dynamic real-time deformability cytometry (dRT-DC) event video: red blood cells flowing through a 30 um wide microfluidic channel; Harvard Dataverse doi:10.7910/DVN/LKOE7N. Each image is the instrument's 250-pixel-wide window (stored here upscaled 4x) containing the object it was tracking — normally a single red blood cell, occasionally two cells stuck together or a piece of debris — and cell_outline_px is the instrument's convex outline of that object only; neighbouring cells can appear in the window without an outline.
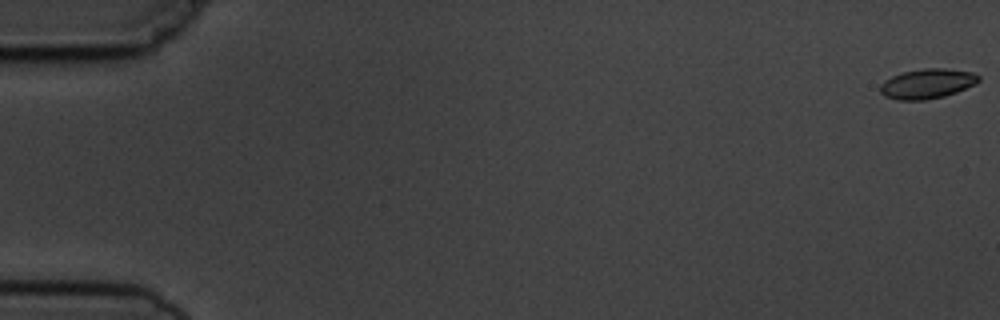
{"species": "common noctule bat (a hibernating species)", "species_latin": "Nyctalus noctula", "temperature_condition": "cold", "stored_images_in_passage": 9, "camera_frame_rate_fps": 3000, "um_per_image_px": 0.085, "animal": {"sex": "male", "body_mass_g": 19.5, "forearm_length_mm": 54.6}, "frame": {"image": 1, "passage_image": 1, "time_ms": 0.0, "image_size_px": [1000, 320], "cell_outline_px": [[980, 80], [956, 92], [944, 96], [924, 100], [896, 100], [884, 96], [880, 92], [880, 84], [884, 80], [892, 76], [904, 72], [924, 68], [944, 68], [972, 72], [980, 76]], "centroid_in_image_um": [78.77, 7.11], "position_along_channel_um": 6.2, "area_um2": 16.99}}
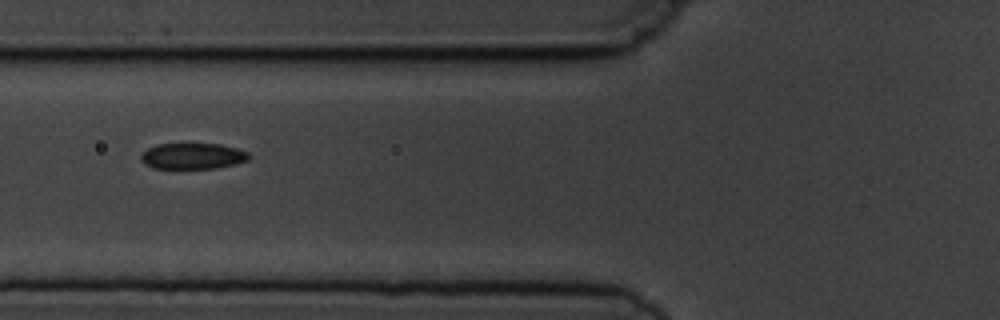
{"frame": {"image": 2, "passage_image": 7, "time_ms": 7.0, "image_size_px": [1000, 320], "cell_outline_px": [[248, 160], [216, 168], [152, 168], [144, 164], [140, 160], [140, 156], [148, 148], [156, 144], [188, 140], [220, 144], [236, 148], [248, 152]], "centroid_in_image_um": [16.31, 13.2], "position_along_channel_um": 109.5, "area_um2": 17.11}}
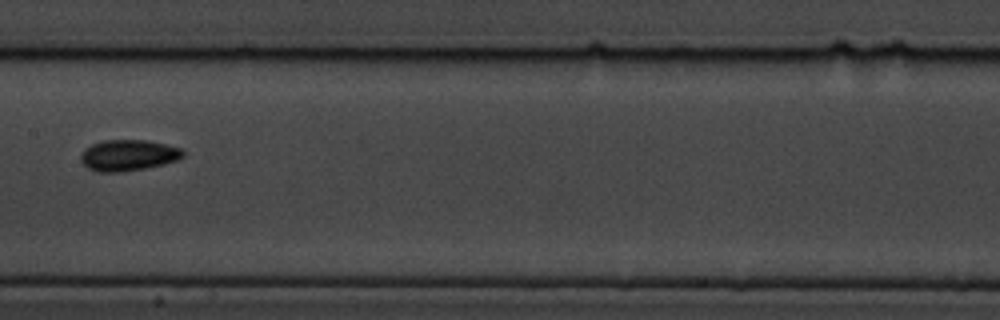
{"frame": {"image": 3, "passage_image": 9, "time_ms": 9.333, "image_size_px": [1000, 320], "cell_outline_px": [[184, 156], [176, 160], [164, 164], [144, 168], [120, 172], [100, 172], [88, 168], [80, 160], [80, 156], [84, 148], [92, 144], [104, 140], [148, 140], [180, 148], [184, 152]], "centroid_in_image_um": [10.88, 13.19], "position_along_channel_um": 196.5, "area_um2": 18.44}}